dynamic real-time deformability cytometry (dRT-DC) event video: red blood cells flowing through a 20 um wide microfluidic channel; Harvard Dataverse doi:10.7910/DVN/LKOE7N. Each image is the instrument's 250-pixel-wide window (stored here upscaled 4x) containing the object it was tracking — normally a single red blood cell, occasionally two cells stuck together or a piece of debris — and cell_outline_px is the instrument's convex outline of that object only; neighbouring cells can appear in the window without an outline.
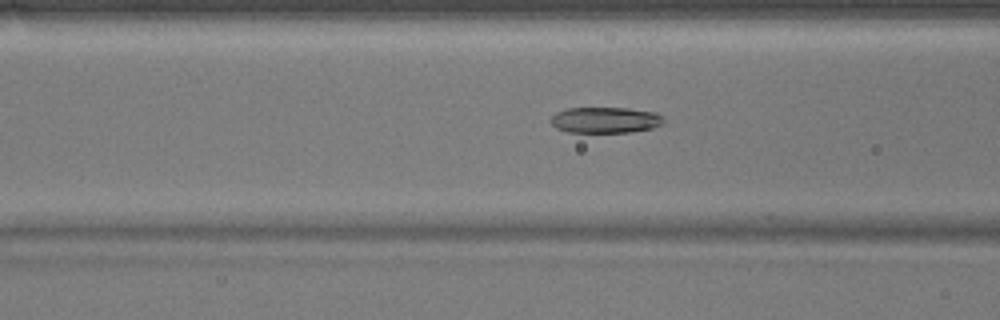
{"species": "common noctule bat (a hibernating species)", "species_latin": "Nyctalus noctula", "temperature_condition": "warm", "stored_images_in_passage": 38, "camera_frame_rate_fps": 3000, "um_per_image_px": 0.085, "animal": {"sex": "male", "body_mass_g": 17.9}, "frame": {"image": 1, "passage_image": 6, "time_ms": 1.667, "image_size_px": [1000, 320], "cell_outline_px": [[664, 124], [652, 128], [628, 132], [568, 132], [556, 128], [548, 120], [556, 112], [568, 108], [628, 108], [656, 112], [664, 120]], "centroid_in_image_um": [51.43, 10.2], "position_along_channel_um": 115.2, "area_um2": 17.11}}
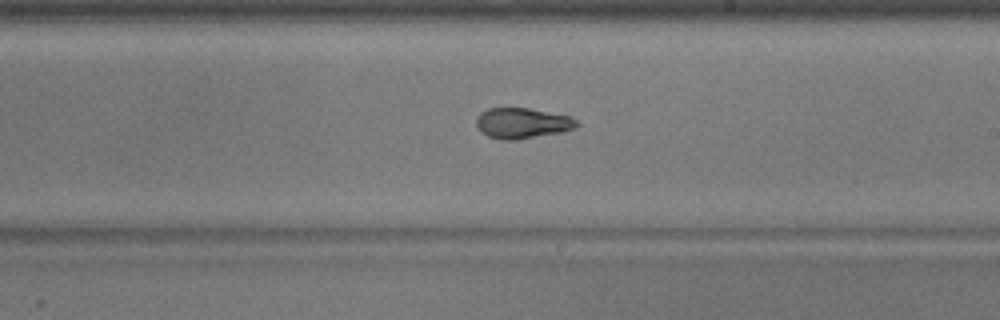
{"frame": {"image": 2, "passage_image": 16, "time_ms": 5.0, "image_size_px": [1000, 320], "cell_outline_px": [[580, 124], [576, 128], [564, 132], [516, 140], [500, 140], [488, 136], [480, 132], [476, 124], [476, 116], [480, 112], [488, 108], [528, 108], [568, 116], [576, 120]], "centroid_in_image_um": [44.37, 10.48], "position_along_channel_um": 244.6, "area_um2": 18.09}}
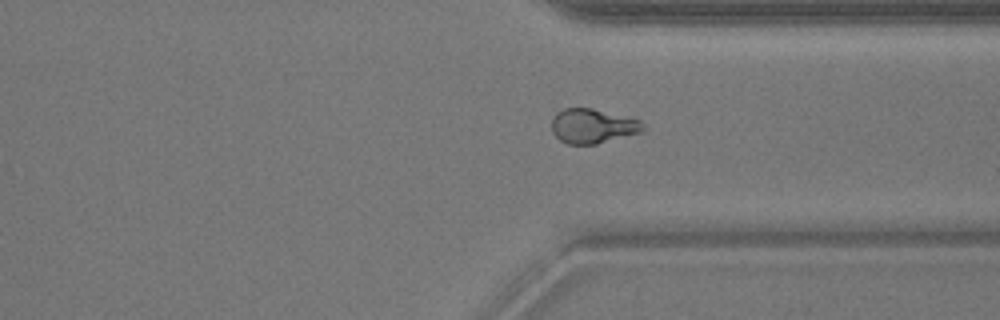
{"frame": {"image": 3, "passage_image": 25, "time_ms": 8.0, "image_size_px": [1000, 320], "cell_outline_px": [[644, 132], [596, 144], [568, 144], [560, 140], [552, 132], [552, 116], [556, 112], [564, 108], [592, 108], [640, 120], [644, 128]], "centroid_in_image_um": [50.36, 10.71], "position_along_channel_um": 361.0, "area_um2": 18.44}, "authors_computed_cell_mechanics": {"area_um2": 17.9758, "velocity_mm_per_s": 3.8797, "shape_relaxation_time_tau1_ms": null, "shape_relaxation_time_tau2_ms": 1.2299, "deformation_change_tau1": null, "deformation_change_tau2": 0.0694}}